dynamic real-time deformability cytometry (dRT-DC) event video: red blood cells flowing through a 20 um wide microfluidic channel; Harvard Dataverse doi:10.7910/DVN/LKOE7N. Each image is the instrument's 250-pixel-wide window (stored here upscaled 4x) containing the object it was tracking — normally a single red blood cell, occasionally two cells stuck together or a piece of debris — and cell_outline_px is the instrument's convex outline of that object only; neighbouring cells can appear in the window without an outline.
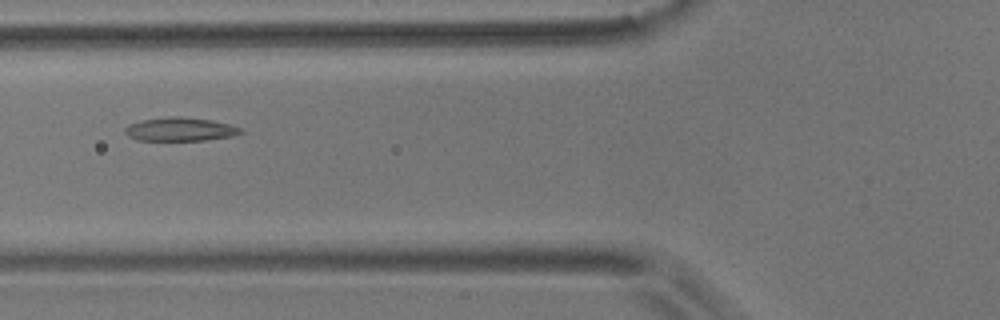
{"species": "common noctule bat (a hibernating species)", "species_latin": "Nyctalus noctula", "temperature_condition": "room temperature", "stored_images_in_passage": 39, "camera_frame_rate_fps": 3000, "um_per_image_px": 0.085, "animal": {"sex": "male", "body_mass_g": 17.9}, "frame": {"image": 1, "passage_image": 5, "time_ms": 1.333, "image_size_px": [1000, 320], "cell_outline_px": [[244, 132], [232, 136], [204, 140], [136, 140], [128, 136], [124, 132], [124, 128], [128, 124], [140, 120], [168, 116], [180, 116], [212, 120], [228, 124], [240, 128]], "centroid_in_image_um": [15.26, 10.98], "position_along_channel_um": 110.5, "area_um2": 15.95}}
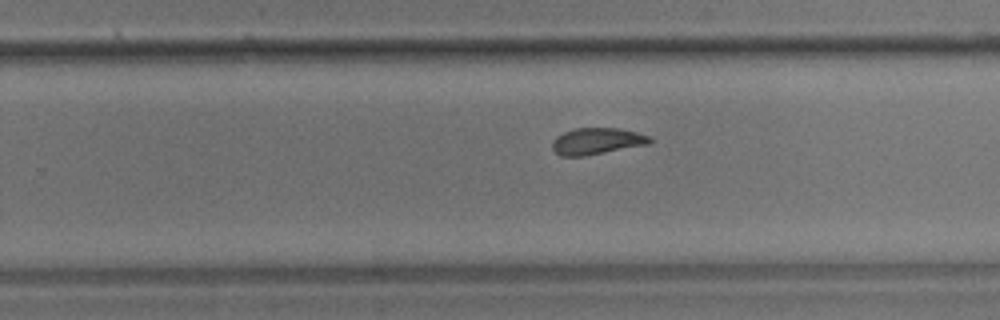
{"frame": {"image": 2, "passage_image": 19, "time_ms": 6.0, "image_size_px": [1000, 320], "cell_outline_px": [[652, 140], [648, 144], [584, 156], [560, 156], [552, 148], [552, 140], [556, 136], [572, 128], [620, 128], [636, 132], [648, 136]], "centroid_in_image_um": [50.68, 11.99], "position_along_channel_um": 279.1, "area_um2": 15.03}}
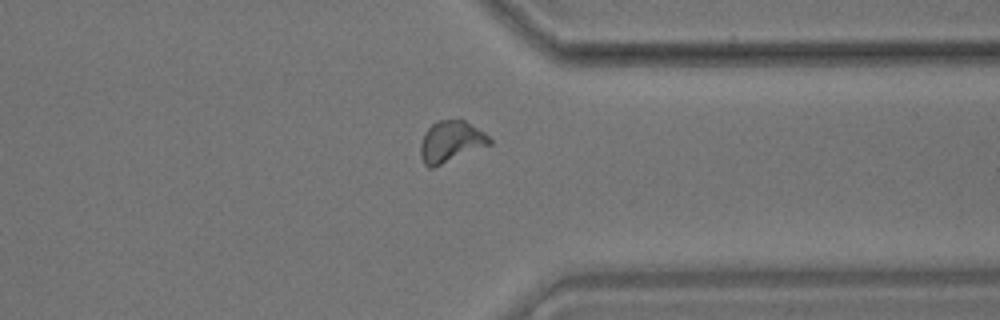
{"frame": {"image": 3, "passage_image": 27, "time_ms": 8.667, "image_size_px": [1000, 320], "cell_outline_px": [[492, 144], [432, 168], [428, 168], [424, 164], [420, 156], [420, 144], [424, 132], [436, 120], [464, 120], [484, 132], [492, 140]], "centroid_in_image_um": [38.3, 12.04], "position_along_channel_um": 373.1, "area_um2": 16.65}, "authors_computed_cell_mechanics": {"area_um2": 15.5482, "velocity_mm_per_s": 3.617, "shape_relaxation_time_tau1_ms": 8.9299, "shape_relaxation_time_tau2_ms": 2.5144, "deformation_change_tau1": 0.1749, "deformation_change_tau2": 0.091}}